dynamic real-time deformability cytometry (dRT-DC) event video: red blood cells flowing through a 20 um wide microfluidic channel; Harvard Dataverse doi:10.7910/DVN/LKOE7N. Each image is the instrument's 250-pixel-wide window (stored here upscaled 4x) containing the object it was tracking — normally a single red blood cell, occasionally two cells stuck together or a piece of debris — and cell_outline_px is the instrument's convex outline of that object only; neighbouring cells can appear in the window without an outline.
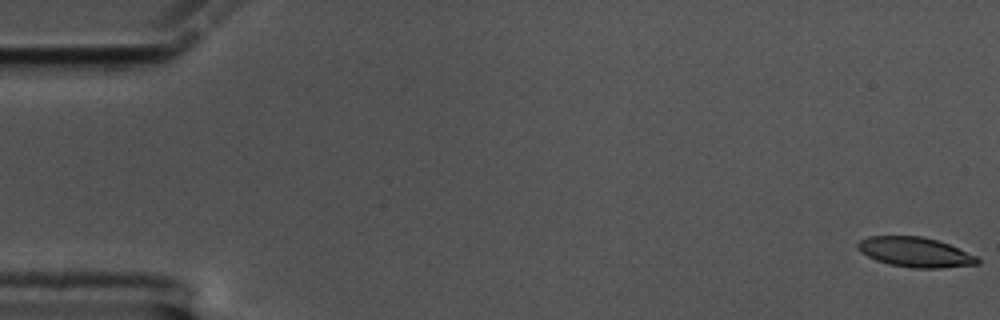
{"species": "common noctule bat (a hibernating species)", "species_latin": "Nyctalus noctula", "temperature_condition": "cold", "stored_images_in_passage": 60, "camera_frame_rate_fps": 3000, "um_per_image_px": 0.085, "animal": {"sex": "male", "body_mass_g": 17.5, "forearm_length_mm": 52.3}, "frame": {"image": 1, "passage_image": 1, "time_ms": 0.0, "image_size_px": [1000, 320], "cell_outline_px": [[980, 264], [940, 268], [912, 268], [888, 264], [876, 260], [860, 252], [856, 248], [856, 244], [860, 240], [868, 236], [920, 236], [936, 240], [948, 244], [976, 256], [980, 260]], "centroid_in_image_um": [77.76, 21.44], "position_along_channel_um": 7.2, "area_um2": 20.81}}
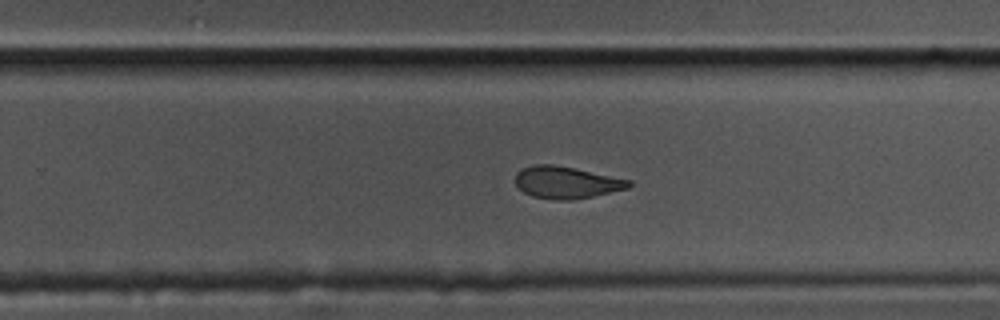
{"frame": {"image": 2, "passage_image": 38, "time_ms": 12.333, "image_size_px": [1000, 320], "cell_outline_px": [[632, 184], [628, 188], [592, 196], [572, 200], [552, 200], [532, 196], [524, 192], [516, 184], [516, 172], [520, 168], [532, 164], [552, 164], [632, 180]], "centroid_in_image_um": [48.11, 15.5], "position_along_channel_um": 281.7, "area_um2": 21.1}}
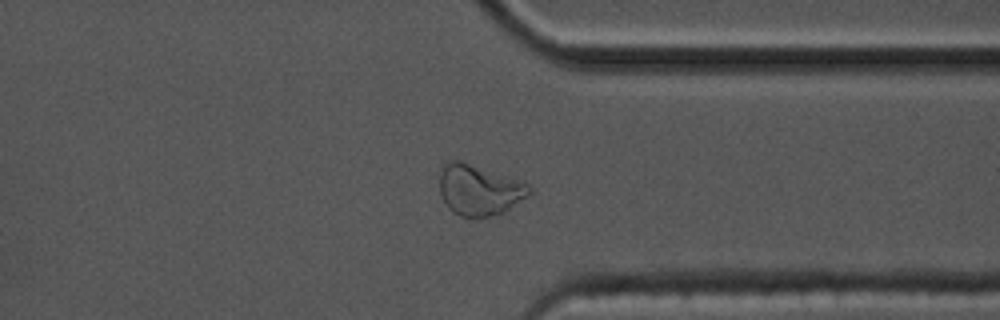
{"frame": {"image": 3, "passage_image": 46, "time_ms": 15.0, "image_size_px": [1000, 320], "cell_outline_px": [[532, 192], [528, 196], [504, 212], [488, 216], [460, 216], [452, 212], [448, 208], [440, 192], [440, 168], [444, 160], [460, 160], [528, 184], [532, 188]], "centroid_in_image_um": [40.69, 16.13], "position_along_channel_um": 370.7, "area_um2": 26.3}, "authors_computed_cell_mechanics": {"area_um2": 22.3397, "velocity_mm_per_s": 3.3969, "shape_relaxation_time_tau1_ms": 6.3219, "shape_relaxation_time_tau2_ms": 4.0154, "deformation_change_tau1": 0.1706, "deformation_change_tau2": 0.1016}}